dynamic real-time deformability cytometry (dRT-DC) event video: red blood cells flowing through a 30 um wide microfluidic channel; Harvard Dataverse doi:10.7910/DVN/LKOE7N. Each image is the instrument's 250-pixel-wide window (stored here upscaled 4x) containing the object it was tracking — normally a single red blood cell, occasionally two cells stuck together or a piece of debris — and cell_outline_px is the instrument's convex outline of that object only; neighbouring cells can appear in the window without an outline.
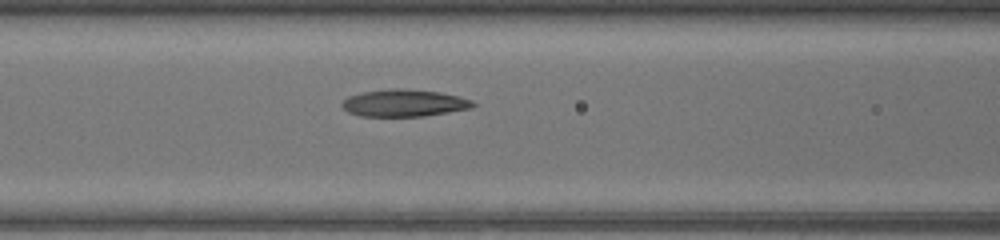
{"species": "common noctule bat (a hibernating species)", "species_latin": "Nyctalus noctula", "temperature_condition": "warm", "stored_images_in_passage": 14, "camera_frame_rate_fps": 3000, "um_per_image_px": 0.085, "animal": {"sex": "female", "body_mass_g": 17.0, "forearm_length_mm": 48.0}, "frame": {"image": 1, "passage_image": 10, "time_ms": 3.0, "image_size_px": [1000, 240], "cell_outline_px": [[476, 104], [472, 108], [424, 116], [360, 116], [348, 112], [340, 104], [348, 96], [364, 92], [388, 88], [404, 88], [440, 92], [460, 96], [472, 100]], "centroid_in_image_um": [34.36, 8.75], "position_along_channel_um": 132.2, "area_um2": 20.81}}